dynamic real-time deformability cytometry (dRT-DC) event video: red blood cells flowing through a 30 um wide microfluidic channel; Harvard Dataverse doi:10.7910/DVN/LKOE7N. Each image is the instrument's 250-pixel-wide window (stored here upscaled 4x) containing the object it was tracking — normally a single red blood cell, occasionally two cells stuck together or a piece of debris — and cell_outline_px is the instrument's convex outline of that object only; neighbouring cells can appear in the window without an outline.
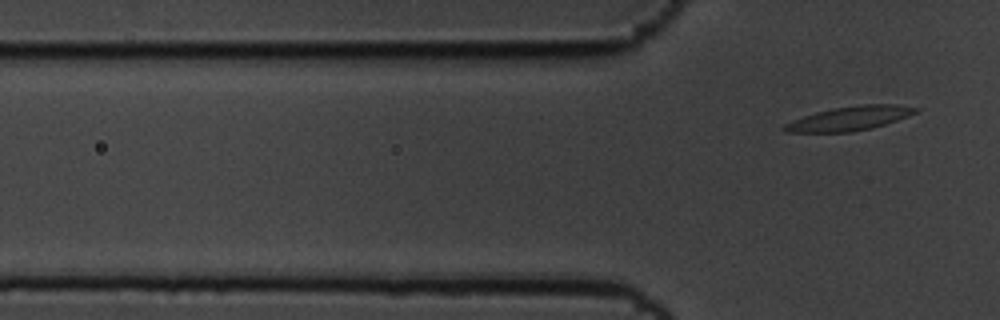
{"species": "common noctule bat (a hibernating species)", "species_latin": "Nyctalus noctula", "temperature_condition": "cold", "stored_images_in_passage": 8, "segment_of_instrument_passage": [2, 2], "camera_frame_rate_fps": 3000, "um_per_image_px": 0.085, "animal": {"sex": "male", "body_mass_g": 19.5, "forearm_length_mm": 54.6}, "frame": {"image": 1, "passage_image": 8, "time_ms": 2.333, "image_size_px": [1000, 320], "cell_outline_px": [[920, 108], [916, 112], [908, 116], [872, 128], [852, 132], [784, 132], [780, 128], [784, 124], [792, 120], [816, 112], [832, 108], [864, 104], [900, 104]], "centroid_in_image_um": [72.2, 10.06], "position_along_channel_um": 53.6, "area_um2": 18.5}}